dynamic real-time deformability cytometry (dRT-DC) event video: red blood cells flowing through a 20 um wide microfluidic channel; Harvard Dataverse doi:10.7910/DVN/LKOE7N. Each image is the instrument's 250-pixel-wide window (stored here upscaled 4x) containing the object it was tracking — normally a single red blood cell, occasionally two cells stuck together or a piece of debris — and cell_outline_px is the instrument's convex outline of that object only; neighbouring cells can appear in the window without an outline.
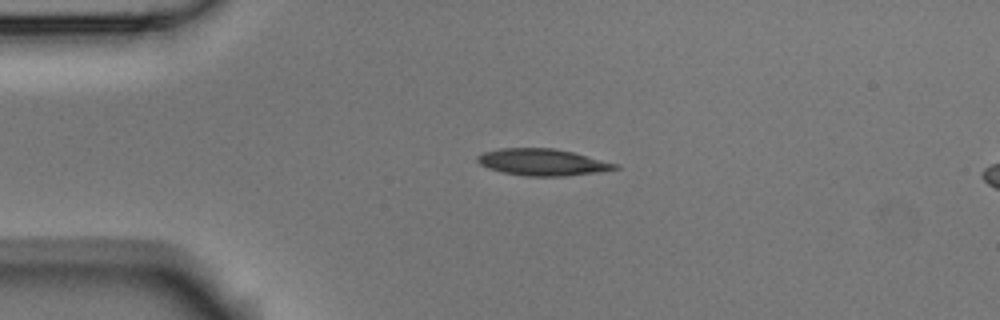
{"species": "Egyptian fruit bat (a non-hibernating species)", "species_latin": "Rousettus aegyptiacus", "temperature_condition": "room temperature", "stored_images_in_passage": 5, "camera_frame_rate_fps": 3000, "um_per_image_px": 0.085, "animal": {"sex": "male"}, "frame": {"image": 1, "passage_image": 3, "time_ms": 0.667, "image_size_px": [1000, 320], "cell_outline_px": [[620, 168], [600, 172], [564, 176], [524, 176], [504, 172], [488, 168], [480, 164], [476, 160], [476, 156], [484, 152], [500, 148], [552, 148], [572, 152], [620, 164]], "centroid_in_image_um": [46.13, 13.79], "position_along_channel_um": 38.9, "area_um2": 21.44}}
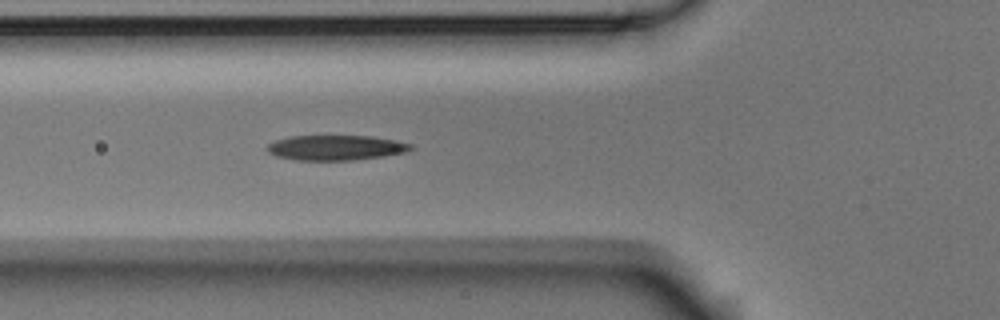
{"frame": {"image": 2, "passage_image": 5, "time_ms": 1.333, "image_size_px": [1000, 320], "cell_outline_px": [[416, 148], [404, 152], [380, 156], [352, 160], [296, 160], [276, 156], [268, 152], [268, 144], [276, 140], [292, 136], [372, 136], [396, 140], [412, 144]], "centroid_in_image_um": [28.56, 12.55], "position_along_channel_um": 97.2, "area_um2": 20.81}}